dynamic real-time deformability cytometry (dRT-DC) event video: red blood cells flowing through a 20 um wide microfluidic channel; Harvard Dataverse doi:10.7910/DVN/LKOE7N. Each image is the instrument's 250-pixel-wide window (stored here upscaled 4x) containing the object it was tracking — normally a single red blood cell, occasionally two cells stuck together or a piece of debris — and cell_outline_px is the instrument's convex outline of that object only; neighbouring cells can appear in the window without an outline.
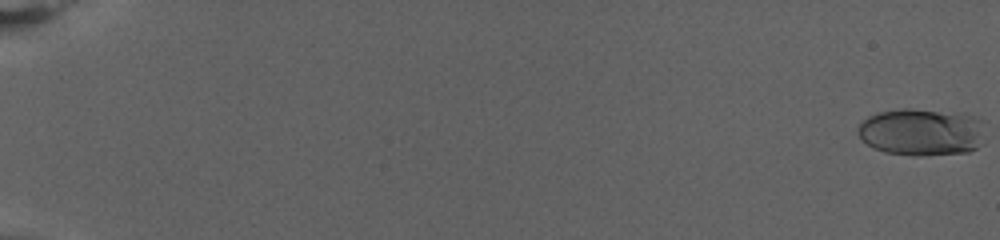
{"species": "human", "species_latin": "Homo sapiens", "temperature_condition": "warm", "stored_images_in_passage": 78, "camera_frame_rate_fps": 3000, "um_per_image_px": 0.085, "donor": {"sex": "female"}, "frame": {"image": 1, "passage_image": 1, "time_ms": 0.0, "image_size_px": [1000, 240], "cell_outline_px": [[984, 144], [968, 152], [920, 156], [912, 156], [884, 152], [872, 148], [856, 132], [856, 128], [868, 116], [880, 112], [904, 108], [908, 108], [972, 116], [984, 120]], "centroid_in_image_um": [78.35, 11.25], "position_along_channel_um": 6.6, "area_um2": 35.2}}
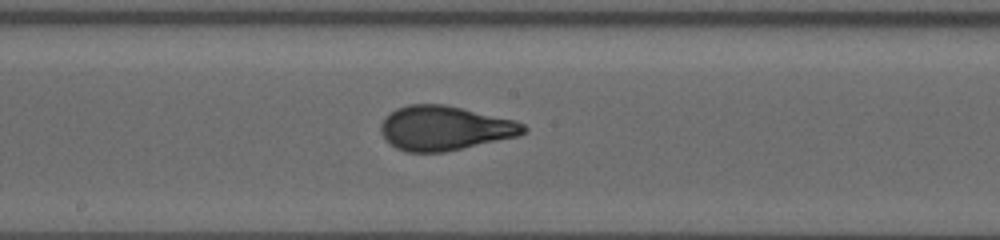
{"frame": {"image": 2, "passage_image": 46, "time_ms": 15.0, "image_size_px": [1000, 240], "cell_outline_px": [[528, 128], [520, 136], [444, 152], [404, 152], [396, 148], [384, 140], [380, 132], [380, 124], [396, 108], [408, 104], [444, 104], [516, 120], [524, 124]], "centroid_in_image_um": [37.8, 10.9], "position_along_channel_um": 210.4, "area_um2": 37.11}}
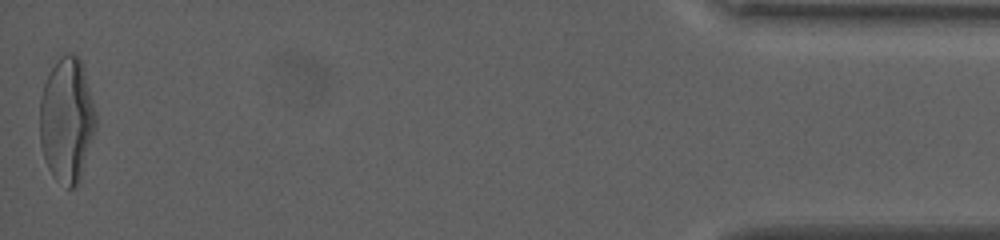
{"frame": {"image": 3, "passage_image": 78, "time_ms": 25.667, "image_size_px": [1000, 240], "cell_outline_px": [[96, 128], [80, 176], [76, 184], [72, 188], [68, 188], [52, 176], [48, 168], [40, 144], [40, 96], [44, 84], [52, 68], [60, 56], [68, 52], [76, 52], [80, 60], [84, 72], [96, 112]], "centroid_in_image_um": [5.67, 10.17], "position_along_channel_um": 429.5, "area_um2": 40.4}, "authors_computed_cell_mechanics": {"area_um2": 35.4025, "velocity_mm_per_s": 2.7965, "shape_relaxation_time_tau1_ms": 7.51, "shape_relaxation_time_tau2_ms": null, "deformation_change_tau1": 0.2694, "deformation_change_tau2": null}}